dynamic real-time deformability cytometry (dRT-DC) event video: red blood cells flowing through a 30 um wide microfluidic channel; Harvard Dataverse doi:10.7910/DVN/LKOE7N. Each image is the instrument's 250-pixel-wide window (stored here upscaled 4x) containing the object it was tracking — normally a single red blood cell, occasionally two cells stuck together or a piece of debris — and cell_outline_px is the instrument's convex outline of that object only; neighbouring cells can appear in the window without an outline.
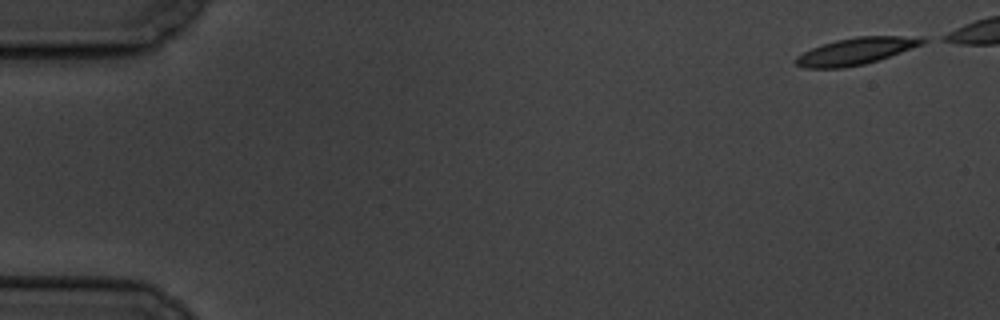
{"species": "common noctule bat (a hibernating species)", "species_latin": "Nyctalus noctula", "temperature_condition": "cold", "stored_images_in_passage": 10, "segment_of_instrument_passage": [1, 2], "camera_frame_rate_fps": 3000, "um_per_image_px": 0.085, "animal": {"sex": "male", "body_mass_g": 19.5, "forearm_length_mm": 54.6}, "frame": {"image": 1, "passage_image": 1, "time_ms": 0.0, "image_size_px": [1000, 320], "cell_outline_px": [[932, 40], [924, 44], [880, 60], [864, 64], [844, 68], [804, 68], [796, 64], [796, 56], [812, 48], [836, 40], [856, 36], [928, 36]], "centroid_in_image_um": [72.88, 4.33], "position_along_channel_um": 12.1, "area_um2": 20.17}}
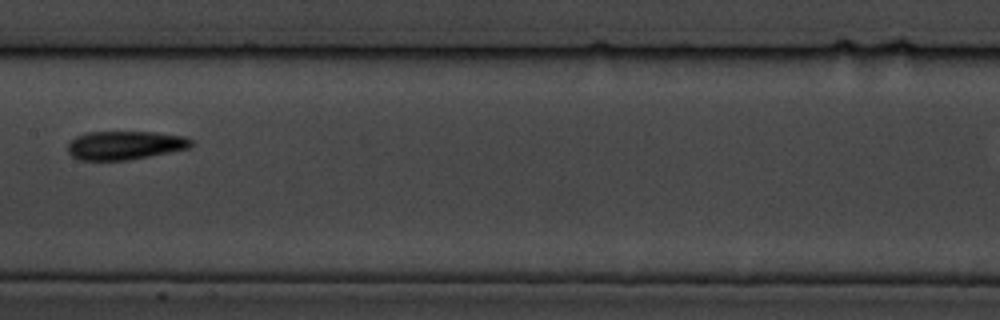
{"frame": {"image": 2, "passage_image": 9, "time_ms": 9.333, "image_size_px": [1000, 320], "cell_outline_px": [[192, 148], [128, 160], [80, 160], [72, 156], [68, 152], [68, 144], [76, 136], [84, 132], [156, 132], [184, 136], [192, 140]], "centroid_in_image_um": [10.63, 12.34], "position_along_channel_um": 196.8, "area_um2": 20.69}}